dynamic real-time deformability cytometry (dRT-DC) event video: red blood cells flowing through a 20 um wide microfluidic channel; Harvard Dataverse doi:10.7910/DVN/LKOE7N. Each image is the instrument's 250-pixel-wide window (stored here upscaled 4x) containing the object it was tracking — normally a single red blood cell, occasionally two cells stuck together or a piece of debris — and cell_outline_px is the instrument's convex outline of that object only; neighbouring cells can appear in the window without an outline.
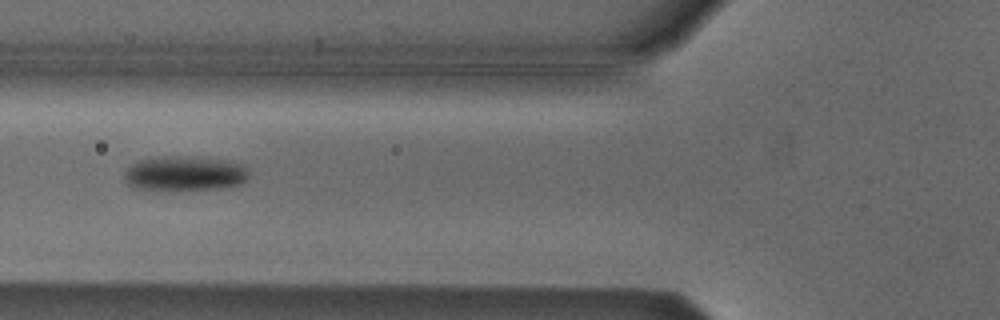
{"species": "Egyptian fruit bat (a non-hibernating species)", "species_latin": "Rousettus aegyptiacus", "temperature_condition": "cold", "stored_images_in_passage": 36, "camera_frame_rate_fps": 3000, "um_per_image_px": 0.085, "animal": {"sex": "male"}, "frame": {"image": 1, "passage_image": 6, "time_ms": 1.667, "image_size_px": [1000, 320], "cell_outline_px": [[248, 176], [240, 184], [224, 188], [136, 188], [128, 184], [124, 180], [124, 172], [132, 164], [140, 160], [160, 156], [208, 156], [228, 160], [244, 164], [248, 168]], "centroid_in_image_um": [15.76, 14.68], "position_along_channel_um": 110.0, "area_um2": 25.09}}
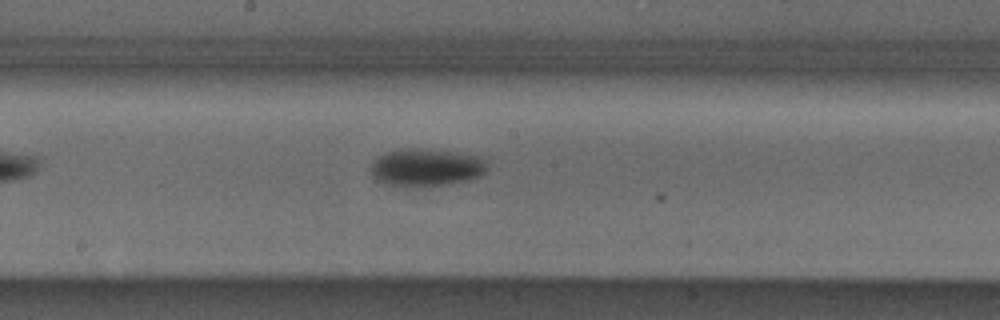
{"frame": {"image": 2, "passage_image": 14, "time_ms": 4.333, "image_size_px": [1000, 320], "cell_outline_px": [[488, 168], [480, 176], [468, 180], [428, 188], [396, 188], [380, 184], [372, 176], [372, 164], [380, 156], [388, 152], [400, 148], [416, 148], [456, 152], [480, 156], [488, 164]], "centroid_in_image_um": [36.2, 14.28], "position_along_channel_um": 212.0, "area_um2": 26.36}}
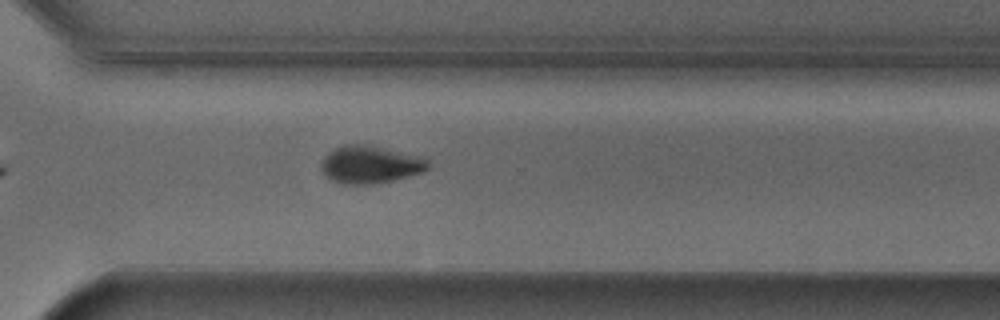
{"frame": {"image": 3, "passage_image": 24, "time_ms": 7.667, "image_size_px": [1000, 320], "cell_outline_px": [[428, 168], [424, 172], [392, 180], [368, 184], [344, 184], [332, 180], [320, 168], [324, 156], [328, 152], [344, 144], [364, 144], [420, 156], [428, 160]], "centroid_in_image_um": [31.46, 13.98], "position_along_channel_um": 339.1, "area_um2": 23.06}, "authors_computed_cell_mechanics": {"area_um2": 25.1719, "velocity_mm_per_s": 3.8173, "shape_relaxation_time_tau1_ms": 3.07, "shape_relaxation_time_tau2_ms": null, "deformation_change_tau1": 0.1112, "deformation_change_tau2": null}}